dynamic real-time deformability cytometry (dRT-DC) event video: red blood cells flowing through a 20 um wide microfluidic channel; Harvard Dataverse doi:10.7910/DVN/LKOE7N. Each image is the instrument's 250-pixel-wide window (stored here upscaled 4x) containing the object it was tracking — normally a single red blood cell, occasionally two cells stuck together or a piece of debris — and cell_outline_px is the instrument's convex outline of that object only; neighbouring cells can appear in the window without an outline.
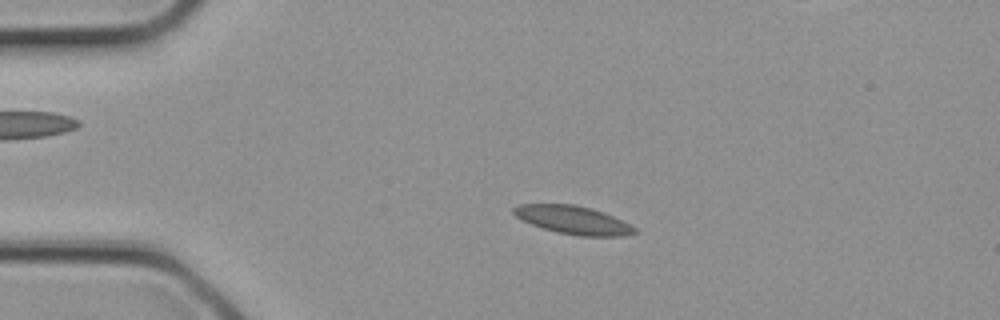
{"species": "common noctule bat (a hibernating species)", "species_latin": "Nyctalus noctula", "temperature_condition": "cold", "stored_images_in_passage": 3, "camera_frame_rate_fps": 3000, "um_per_image_px": 0.085, "animal": {"sex": "female", "body_mass_g": 21.9}, "frame": {"image": 1, "passage_image": 1, "time_ms": 0.0, "image_size_px": [1000, 320], "cell_outline_px": [[636, 232], [624, 236], [580, 236], [556, 232], [520, 220], [512, 212], [512, 208], [516, 204], [576, 204], [592, 208], [604, 212], [636, 228]], "centroid_in_image_um": [48.67, 18.69], "position_along_channel_um": 36.3, "area_um2": 19.88}}
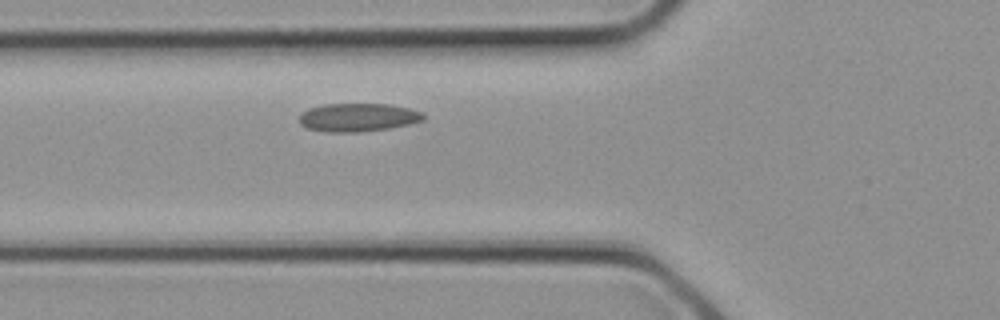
{"frame": {"image": 2, "passage_image": 3, "time_ms": 0.667, "image_size_px": [1000, 320], "cell_outline_px": [[424, 120], [408, 124], [388, 128], [360, 132], [328, 132], [308, 128], [300, 124], [300, 116], [308, 108], [324, 104], [388, 104], [408, 108], [420, 112], [424, 116]], "centroid_in_image_um": [30.41, 9.98], "position_along_channel_um": 95.4, "area_um2": 20.23}}